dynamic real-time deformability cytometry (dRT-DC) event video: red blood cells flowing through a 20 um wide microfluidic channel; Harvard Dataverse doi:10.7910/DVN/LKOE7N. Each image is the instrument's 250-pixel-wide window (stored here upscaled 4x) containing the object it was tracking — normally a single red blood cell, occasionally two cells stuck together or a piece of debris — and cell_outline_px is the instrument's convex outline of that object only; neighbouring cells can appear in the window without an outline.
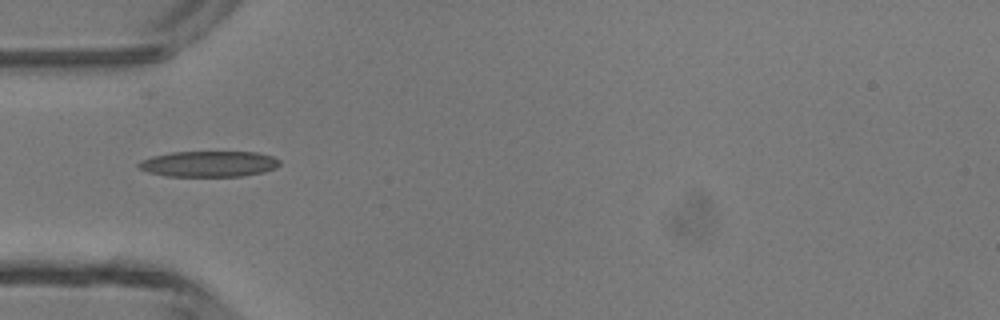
{"species": "common noctule bat (a hibernating species)", "species_latin": "Nyctalus noctula", "temperature_condition": "room temperature", "stored_images_in_passage": 33, "camera_frame_rate_fps": 3000, "um_per_image_px": 0.085, "animal": {"sex": "male", "body_mass_g": 13.3}, "frame": {"image": 1, "passage_image": 1, "time_ms": 0.0, "image_size_px": [1000, 320], "cell_outline_px": [[280, 164], [276, 168], [264, 172], [240, 176], [168, 176], [148, 172], [140, 168], [136, 164], [140, 160], [152, 156], [172, 152], [256, 152], [272, 156], [280, 160]], "centroid_in_image_um": [17.75, 13.93], "position_along_channel_um": 67.2, "area_um2": 21.21}}
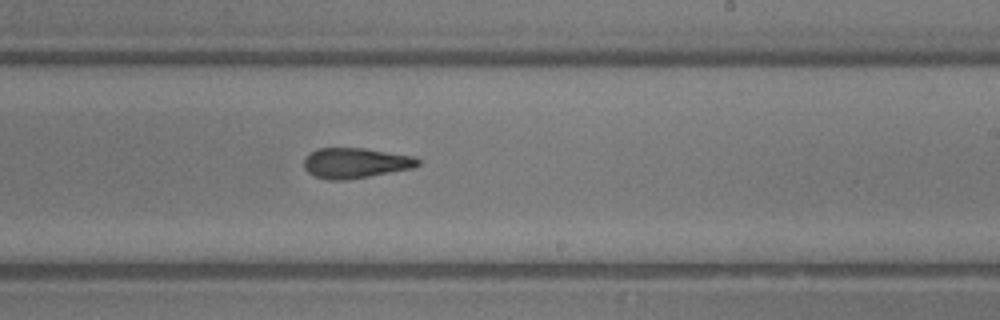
{"frame": {"image": 2, "passage_image": 14, "time_ms": 4.333, "image_size_px": [1000, 320], "cell_outline_px": [[420, 164], [416, 168], [348, 180], [328, 180], [316, 176], [308, 172], [304, 168], [304, 156], [308, 152], [316, 148], [364, 148], [416, 156], [420, 160]], "centroid_in_image_um": [30.23, 13.85], "position_along_channel_um": 258.8, "area_um2": 20.58}}
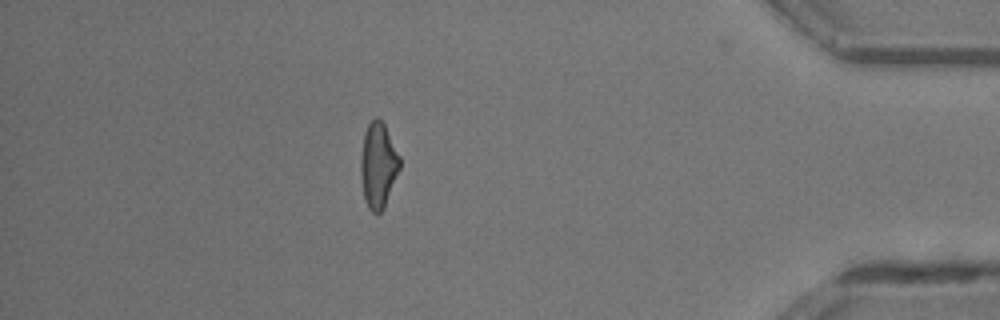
{"frame": {"image": 3, "passage_image": 27, "time_ms": 8.667, "image_size_px": [1000, 320], "cell_outline_px": [[400, 168], [384, 208], [380, 212], [372, 212], [368, 208], [364, 200], [360, 176], [360, 160], [364, 132], [368, 124], [376, 116], [384, 124], [400, 156]], "centroid_in_image_um": [32.13, 14.05], "position_along_channel_um": 403.1, "area_um2": 19.48}, "authors_computed_cell_mechanics": {"area_um2": 19.8832, "velocity_mm_per_s": 4.3975, "shape_relaxation_time_tau1_ms": 5.3233, "shape_relaxation_time_tau2_ms": 1.9743, "deformation_change_tau1": 0.1995, "deformation_change_tau2": 0.1167}}